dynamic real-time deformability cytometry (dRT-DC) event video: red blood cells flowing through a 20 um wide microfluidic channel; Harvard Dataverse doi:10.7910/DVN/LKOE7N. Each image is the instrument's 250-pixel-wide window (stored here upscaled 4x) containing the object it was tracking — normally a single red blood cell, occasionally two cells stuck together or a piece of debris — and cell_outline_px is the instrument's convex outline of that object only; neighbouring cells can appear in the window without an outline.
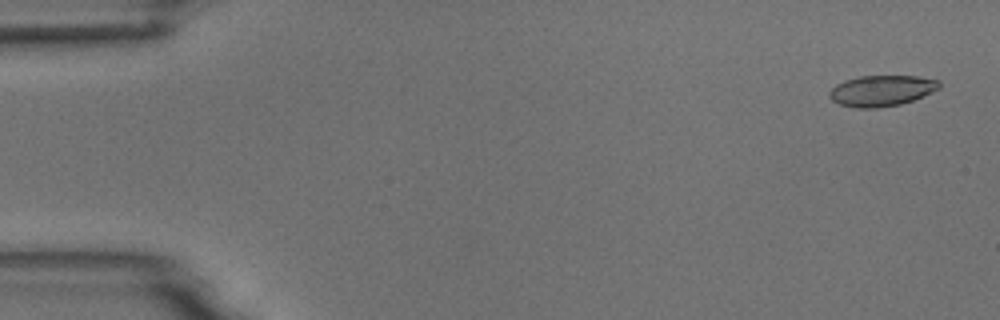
{"species": "common noctule bat (a hibernating species)", "species_latin": "Nyctalus noctula", "temperature_condition": "room temperature", "stored_images_in_passage": 5, "camera_frame_rate_fps": 3000, "um_per_image_px": 0.085, "animal": {"sex": "male", "body_mass_g": 18.8}, "frame": {"image": 1, "passage_image": 1, "time_ms": 0.0, "image_size_px": [1000, 320], "cell_outline_px": [[940, 88], [912, 100], [900, 104], [876, 108], [856, 108], [840, 104], [832, 100], [828, 96], [828, 92], [836, 84], [844, 80], [860, 76], [916, 76], [940, 80]], "centroid_in_image_um": [74.9, 7.7], "position_along_channel_um": 10.1, "area_um2": 19.71}}
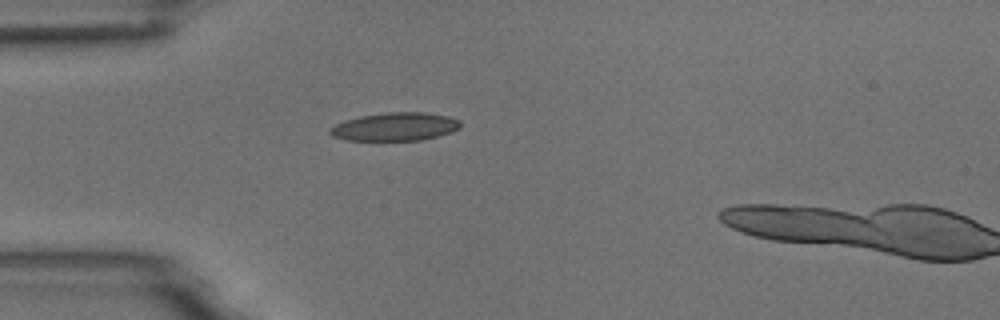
{"frame": {"image": 2, "passage_image": 4, "time_ms": 4.333, "image_size_px": [1000, 320], "cell_outline_px": [[460, 128], [452, 132], [420, 140], [344, 140], [332, 136], [328, 132], [328, 128], [344, 120], [360, 116], [388, 112], [424, 112], [448, 116], [460, 120]], "centroid_in_image_um": [33.55, 10.76], "position_along_channel_um": 51.4, "area_um2": 21.5}}